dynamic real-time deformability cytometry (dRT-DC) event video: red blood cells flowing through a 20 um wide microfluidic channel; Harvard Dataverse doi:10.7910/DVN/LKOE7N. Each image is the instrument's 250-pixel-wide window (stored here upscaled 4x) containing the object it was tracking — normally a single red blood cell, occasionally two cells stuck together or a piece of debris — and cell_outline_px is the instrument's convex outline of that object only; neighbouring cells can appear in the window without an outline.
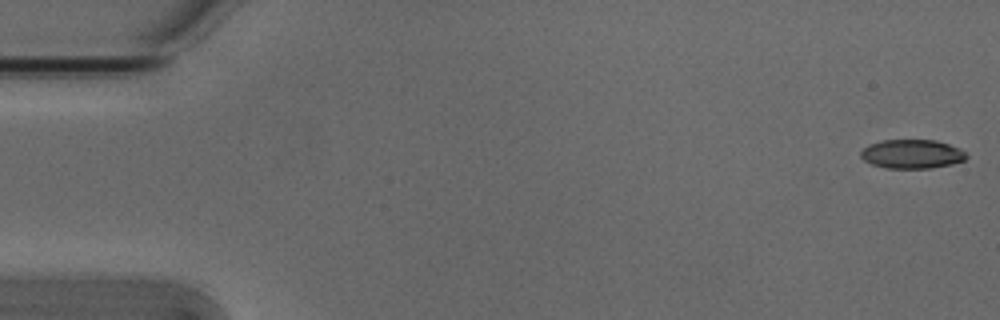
{"species": "Egyptian fruit bat (a non-hibernating species)", "species_latin": "Rousettus aegyptiacus", "temperature_condition": "cold", "stored_images_in_passage": 54, "camera_frame_rate_fps": 3000, "um_per_image_px": 0.085, "animal": {"sex": "male"}, "frame": {"image": 1, "passage_image": 1, "time_ms": 0.0, "image_size_px": [1000, 320], "cell_outline_px": [[968, 156], [964, 160], [952, 164], [932, 168], [888, 168], [872, 164], [864, 160], [860, 156], [860, 152], [868, 144], [880, 140], [936, 140], [960, 148]], "centroid_in_image_um": [77.51, 13.08], "position_along_channel_um": 7.5, "area_um2": 17.86}}
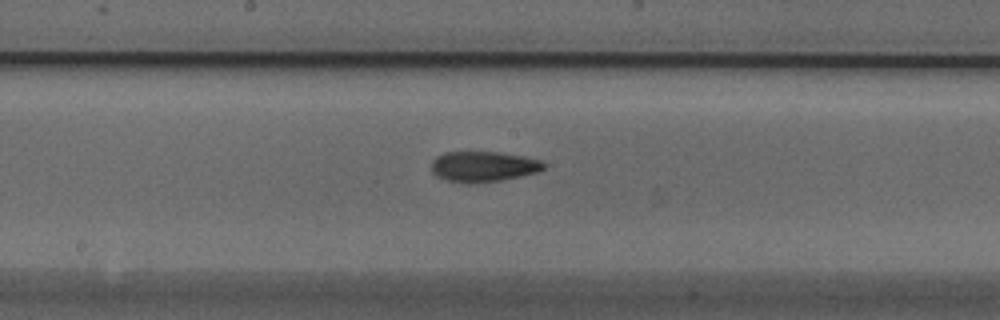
{"frame": {"image": 2, "passage_image": 28, "time_ms": 9.0, "image_size_px": [1000, 320], "cell_outline_px": [[548, 164], [544, 168], [536, 172], [520, 176], [500, 180], [468, 184], [448, 180], [436, 176], [432, 172], [432, 160], [436, 156], [444, 152], [496, 152], [524, 156], [540, 160]], "centroid_in_image_um": [41.07, 14.15], "position_along_channel_um": 207.1, "area_um2": 19.94}}
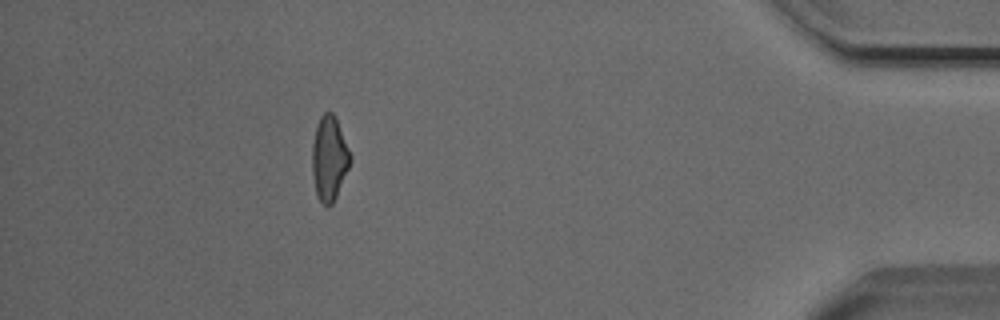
{"frame": {"image": 3, "passage_image": 48, "time_ms": 15.667, "image_size_px": [1000, 320], "cell_outline_px": [[352, 160], [336, 196], [332, 204], [324, 204], [316, 196], [312, 172], [312, 144], [316, 124], [320, 116], [324, 112], [332, 112], [336, 116], [352, 156]], "centroid_in_image_um": [27.99, 13.41], "position_along_channel_um": 407.2, "area_um2": 18.9}, "authors_computed_cell_mechanics": {"area_um2": 19.1607, "velocity_mm_per_s": 3.8267, "shape_relaxation_time_tau1_ms": 4.8553, "shape_relaxation_time_tau2_ms": 2.451, "deformation_change_tau1": 0.166, "deformation_change_tau2": 0.1024}}